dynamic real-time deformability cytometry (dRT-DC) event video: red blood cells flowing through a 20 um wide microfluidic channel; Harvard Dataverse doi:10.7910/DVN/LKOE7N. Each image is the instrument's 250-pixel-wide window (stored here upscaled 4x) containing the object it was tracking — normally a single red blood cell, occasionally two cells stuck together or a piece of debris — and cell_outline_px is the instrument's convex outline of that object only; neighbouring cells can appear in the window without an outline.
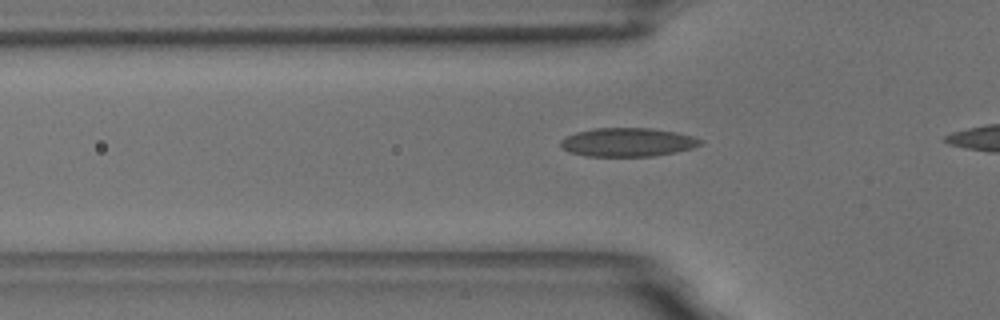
{"species": "common noctule bat (a hibernating species)", "species_latin": "Nyctalus noctula", "temperature_condition": "room temperature", "stored_images_in_passage": 16, "camera_frame_rate_fps": 3000, "um_per_image_px": 0.085, "animal": {"sex": "male", "body_mass_g": 18.8}, "frame": {"image": 1, "passage_image": 3, "time_ms": 0.667, "image_size_px": [1000, 320], "cell_outline_px": [[704, 140], [700, 144], [692, 148], [676, 152], [652, 156], [584, 156], [568, 152], [560, 144], [560, 140], [576, 132], [596, 128], [652, 128], [676, 132], [692, 136]], "centroid_in_image_um": [53.35, 12.09], "position_along_channel_um": 72.5, "area_um2": 23.29}}